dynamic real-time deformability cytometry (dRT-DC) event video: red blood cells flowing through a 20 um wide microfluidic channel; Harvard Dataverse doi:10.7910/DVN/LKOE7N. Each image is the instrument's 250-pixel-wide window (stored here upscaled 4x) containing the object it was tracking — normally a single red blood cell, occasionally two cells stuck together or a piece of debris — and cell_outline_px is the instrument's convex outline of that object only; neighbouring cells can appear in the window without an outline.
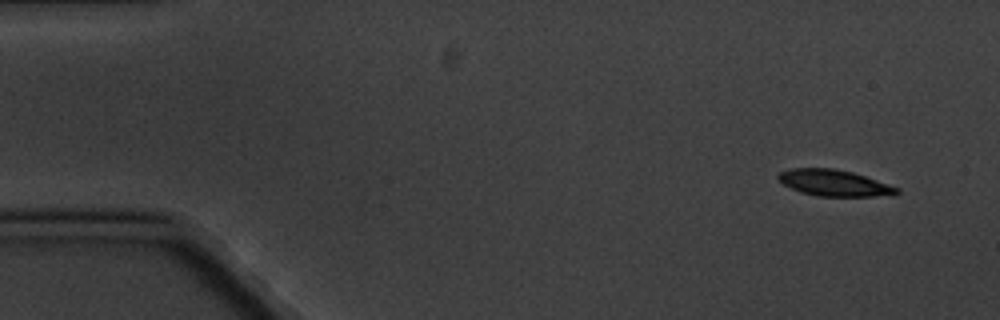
{"species": "common noctule bat (a hibernating species)", "species_latin": "Nyctalus noctula", "temperature_condition": "cold", "stored_images_in_passage": 5, "segment_of_instrument_passage": [1, 2], "camera_frame_rate_fps": 3000, "um_per_image_px": 0.085, "animal": {"sex": "male", "body_mass_g": 20.1, "forearm_length_mm": 53.5}, "frame": {"image": 1, "passage_image": 1, "time_ms": 0.0, "image_size_px": [1000, 320], "cell_outline_px": [[900, 192], [896, 196], [816, 196], [800, 192], [776, 180], [776, 176], [780, 172], [792, 168], [832, 168], [852, 172], [900, 188]], "centroid_in_image_um": [70.91, 15.56], "position_along_channel_um": 14.1, "area_um2": 18.26}}